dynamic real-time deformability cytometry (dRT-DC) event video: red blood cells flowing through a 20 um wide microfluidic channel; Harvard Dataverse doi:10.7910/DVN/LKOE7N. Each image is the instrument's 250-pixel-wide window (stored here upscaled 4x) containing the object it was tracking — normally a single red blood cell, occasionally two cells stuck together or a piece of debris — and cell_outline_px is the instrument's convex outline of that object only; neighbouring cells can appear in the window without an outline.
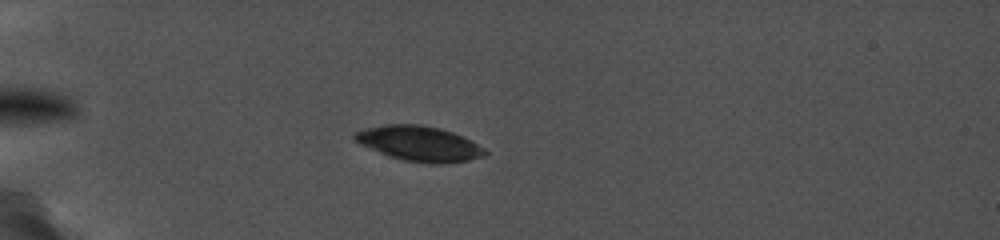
{"species": "common noctule bat (a hibernating species)", "species_latin": "Nyctalus noctula", "temperature_condition": "cold", "stored_images_in_passage": 20, "camera_frame_rate_fps": 5000, "um_per_image_px": 0.085, "animal": {"sex": "female", "body_mass_g": 19.0, "forearm_length_mm": 56.7}, "frame": {"image": 1, "passage_image": 15, "time_ms": 4.8, "image_size_px": [1000, 240], "cell_outline_px": [[488, 152], [484, 156], [468, 160], [444, 164], [432, 164], [404, 160], [388, 156], [360, 144], [352, 140], [352, 132], [364, 128], [384, 124], [420, 124], [440, 128], [452, 132], [472, 140], [484, 148]], "centroid_in_image_um": [35.6, 12.2], "position_along_channel_um": 49.4, "area_um2": 26.93}}